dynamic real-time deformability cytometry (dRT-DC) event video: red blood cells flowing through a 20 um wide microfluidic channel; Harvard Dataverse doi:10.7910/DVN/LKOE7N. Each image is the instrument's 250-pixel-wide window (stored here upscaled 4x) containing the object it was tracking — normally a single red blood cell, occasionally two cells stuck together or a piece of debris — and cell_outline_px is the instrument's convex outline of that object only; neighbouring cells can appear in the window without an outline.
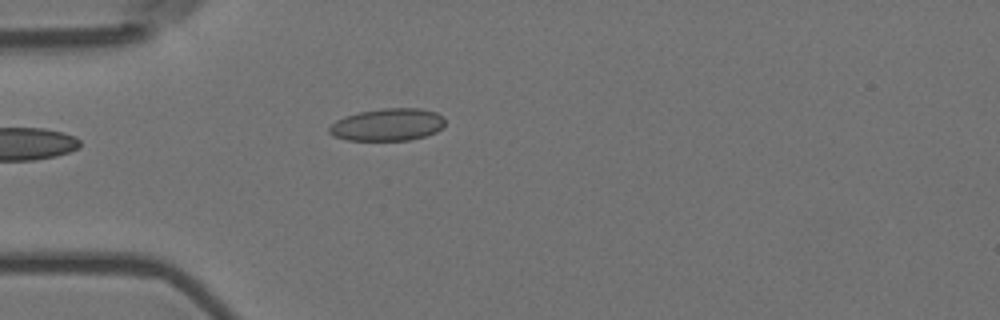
{"species": "Egyptian fruit bat (a non-hibernating species)", "species_latin": "Rousettus aegyptiacus", "temperature_condition": "room temperature", "stored_images_in_passage": 4, "camera_frame_rate_fps": 3000, "um_per_image_px": 0.085, "animal": {"sex": "female"}, "frame": {"image": 1, "passage_image": 4, "time_ms": 1.0, "image_size_px": [1000, 320], "cell_outline_px": [[444, 128], [436, 132], [424, 136], [408, 140], [348, 140], [332, 136], [328, 132], [328, 128], [336, 120], [344, 116], [360, 112], [384, 108], [420, 108], [436, 112], [444, 120]], "centroid_in_image_um": [32.93, 10.6], "position_along_channel_um": 52.1, "area_um2": 21.85}}